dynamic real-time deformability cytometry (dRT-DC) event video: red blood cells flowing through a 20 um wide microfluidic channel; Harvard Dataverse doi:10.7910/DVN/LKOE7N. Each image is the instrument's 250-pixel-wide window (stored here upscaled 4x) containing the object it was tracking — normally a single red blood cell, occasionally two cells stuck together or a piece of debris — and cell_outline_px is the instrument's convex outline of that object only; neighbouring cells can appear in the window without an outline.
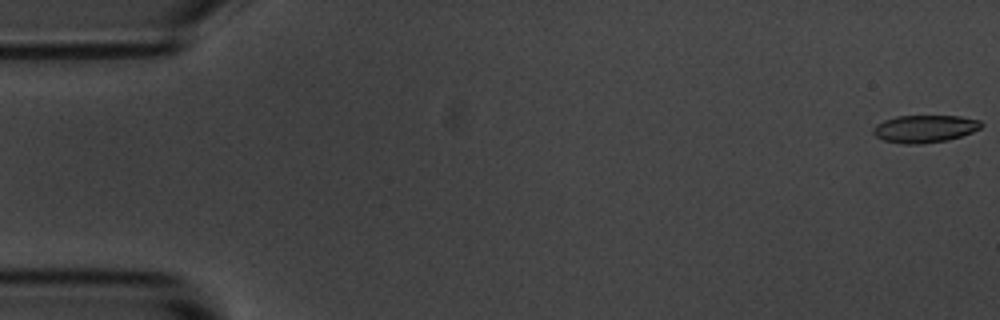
{"species": "common noctule bat (a hibernating species)", "species_latin": "Nyctalus noctula", "temperature_condition": "room temperature", "stored_images_in_passage": 6, "camera_frame_rate_fps": 3000, "um_per_image_px": 0.085, "animal": {"sex": "male", "body_mass_g": 20.1, "forearm_length_mm": 53.5}, "frame": {"image": 1, "passage_image": 1, "time_ms": 0.0, "image_size_px": [1000, 320], "cell_outline_px": [[984, 124], [980, 128], [972, 132], [948, 140], [920, 144], [904, 144], [884, 140], [876, 136], [872, 132], [872, 128], [876, 124], [884, 120], [896, 116], [960, 116], [980, 120]], "centroid_in_image_um": [78.59, 10.94], "position_along_channel_um": 6.4, "area_um2": 17.34}}
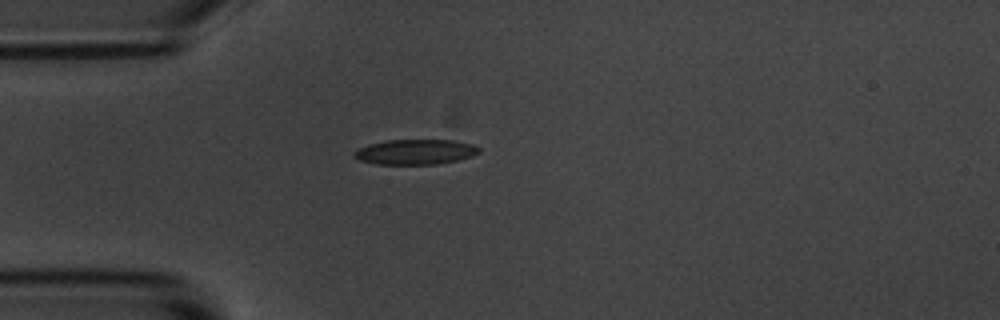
{"frame": {"image": 2, "passage_image": 5, "time_ms": 4.667, "image_size_px": [1000, 320], "cell_outline_px": [[480, 152], [472, 156], [456, 160], [436, 164], [376, 164], [360, 160], [352, 156], [352, 152], [356, 148], [368, 144], [388, 140], [452, 140], [472, 144], [480, 148]], "centroid_in_image_um": [35.26, 12.91], "position_along_channel_um": 49.7, "area_um2": 18.32}}